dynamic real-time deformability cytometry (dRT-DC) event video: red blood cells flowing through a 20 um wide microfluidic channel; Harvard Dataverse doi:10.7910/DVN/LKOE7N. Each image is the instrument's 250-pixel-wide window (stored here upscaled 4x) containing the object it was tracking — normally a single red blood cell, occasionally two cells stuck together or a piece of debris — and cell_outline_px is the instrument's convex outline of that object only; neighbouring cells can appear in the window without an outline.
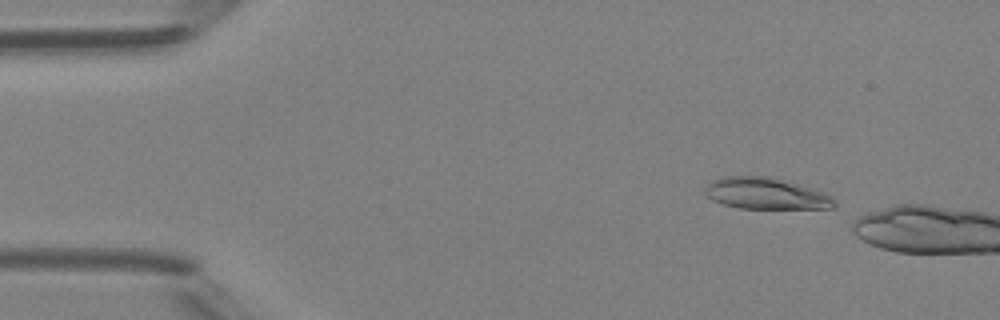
{"species": "Egyptian fruit bat (a non-hibernating species)", "species_latin": "Rousettus aegyptiacus", "temperature_condition": "room temperature", "stored_images_in_passage": 12, "camera_frame_rate_fps": 3000, "um_per_image_px": 0.085, "animal": {"sex": "female"}, "frame": {"image": 1, "passage_image": 3, "time_ms": 0.667, "image_size_px": [1000, 320], "cell_outline_px": [[836, 208], [740, 208], [724, 204], [712, 200], [704, 192], [704, 188], [712, 180], [720, 176], [768, 176], [812, 188], [832, 196], [836, 200]], "centroid_in_image_um": [65.09, 16.44], "position_along_channel_um": 19.9, "area_um2": 23.64}}